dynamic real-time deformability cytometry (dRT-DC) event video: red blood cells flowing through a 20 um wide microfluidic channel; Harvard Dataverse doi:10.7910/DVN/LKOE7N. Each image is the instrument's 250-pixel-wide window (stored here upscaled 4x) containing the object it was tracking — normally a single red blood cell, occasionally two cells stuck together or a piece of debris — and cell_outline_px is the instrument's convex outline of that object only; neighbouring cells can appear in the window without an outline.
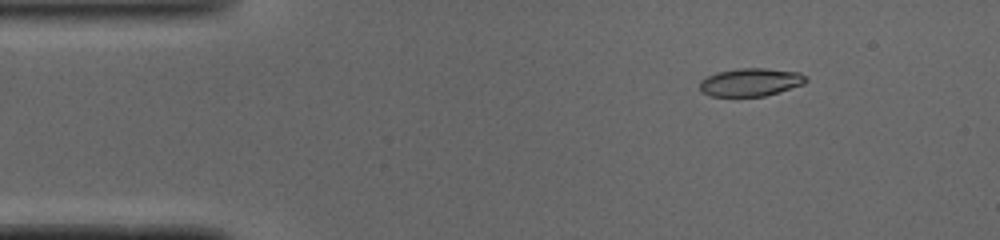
{"species": "common noctule bat (a hibernating species)", "species_latin": "Nyctalus noctula", "temperature_condition": "cold", "stored_images_in_passage": 43, "camera_frame_rate_fps": 3000, "um_per_image_px": 0.085, "animal": {"sex": "male", "body_mass_g": 19.0, "forearm_length_mm": 50.8}, "frame": {"image": 1, "passage_image": 1, "time_ms": 0.0, "image_size_px": [1000, 240], "cell_outline_px": [[808, 80], [804, 84], [764, 96], [712, 96], [704, 92], [700, 88], [700, 80], [716, 72], [740, 68], [764, 68], [800, 72], [808, 76]], "centroid_in_image_um": [63.84, 6.97], "position_along_channel_um": 21.2, "area_um2": 17.28}}
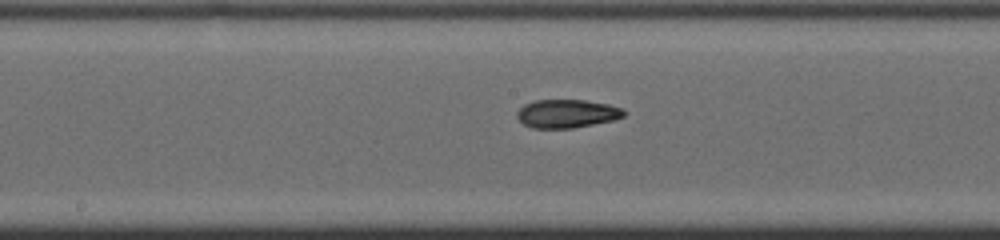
{"frame": {"image": 2, "passage_image": 19, "time_ms": 6.0, "image_size_px": [1000, 240], "cell_outline_px": [[624, 116], [612, 120], [572, 128], [532, 128], [524, 124], [516, 116], [516, 112], [524, 104], [536, 100], [584, 100], [608, 104], [624, 108]], "centroid_in_image_um": [48.17, 9.65], "position_along_channel_um": 200.0, "area_um2": 17.57}}
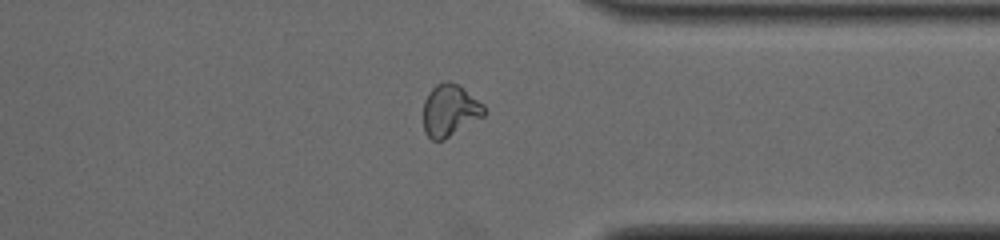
{"frame": {"image": 3, "passage_image": 32, "time_ms": 10.333, "image_size_px": [1000, 240], "cell_outline_px": [[484, 116], [444, 140], [432, 140], [424, 132], [424, 100], [428, 92], [436, 84], [444, 80], [448, 80], [460, 84], [484, 104]], "centroid_in_image_um": [38.24, 9.35], "position_along_channel_um": 373.2, "area_um2": 18.67}, "authors_computed_cell_mechanics": {"area_um2": 18.0336, "velocity_mm_per_s": 4.1162, "shape_relaxation_time_tau1_ms": 6.9508, "shape_relaxation_time_tau2_ms": 2.9027, "deformation_change_tau1": 0.1986, "deformation_change_tau2": 0.0893}}